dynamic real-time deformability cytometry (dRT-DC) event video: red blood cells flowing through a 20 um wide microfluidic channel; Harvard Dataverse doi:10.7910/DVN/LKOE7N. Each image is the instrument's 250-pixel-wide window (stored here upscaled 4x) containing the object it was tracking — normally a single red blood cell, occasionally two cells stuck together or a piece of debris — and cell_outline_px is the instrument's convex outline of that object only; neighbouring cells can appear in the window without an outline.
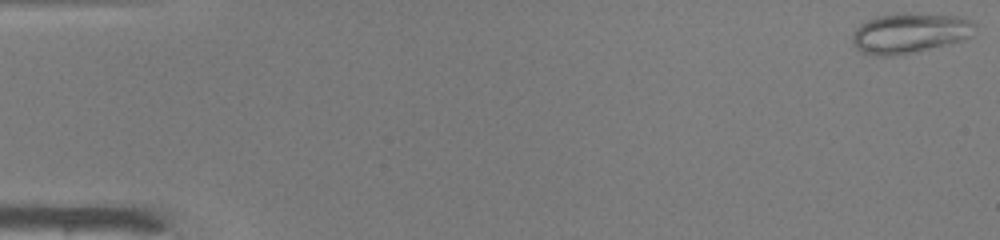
{"species": "common noctule bat (a hibernating species)", "species_latin": "Nyctalus noctula", "temperature_condition": "warm", "stored_images_in_passage": 49, "camera_frame_rate_fps": 3000, "um_per_image_px": 0.085, "animal": {"sex": "male", "body_mass_g": 19.0, "forearm_length_mm": 50.8}, "frame": {"image": 1, "passage_image": 1, "time_ms": 0.0, "image_size_px": [1000, 240], "cell_outline_px": [[976, 24], [972, 36], [960, 40], [912, 52], [892, 56], [880, 56], [864, 52], [856, 48], [852, 40], [852, 32], [860, 24], [868, 20], [880, 16], [956, 16], [968, 20]], "centroid_in_image_um": [77.28, 2.86], "position_along_channel_um": 7.7, "area_um2": 27.11}}
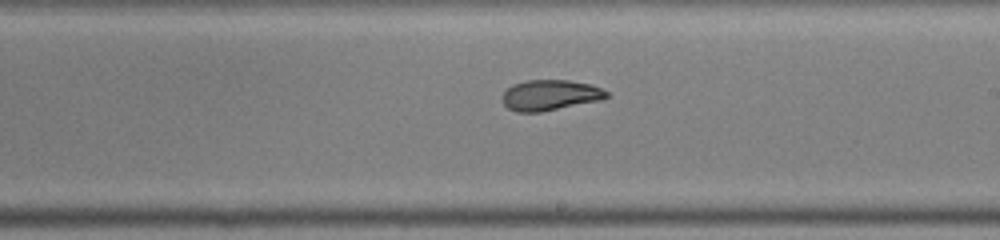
{"frame": {"image": 2, "passage_image": 29, "time_ms": 9.333, "image_size_px": [1000, 240], "cell_outline_px": [[608, 96], [600, 100], [540, 112], [516, 112], [508, 108], [504, 104], [504, 92], [512, 84], [528, 80], [568, 80], [588, 84], [600, 88], [608, 92]], "centroid_in_image_um": [46.74, 8.08], "position_along_channel_um": 242.3, "area_um2": 18.26}}
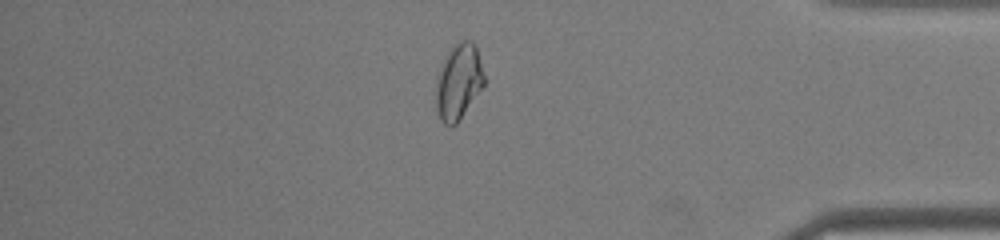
{"frame": {"image": 3, "passage_image": 42, "time_ms": 13.667, "image_size_px": [1000, 240], "cell_outline_px": [[484, 84], [456, 124], [444, 124], [440, 120], [436, 108], [436, 84], [440, 68], [448, 52], [460, 40], [472, 40], [476, 48], [484, 76]], "centroid_in_image_um": [38.96, 6.95], "position_along_channel_um": 396.2, "area_um2": 20.63}, "authors_computed_cell_mechanics": {"area_um2": 20.6346, "velocity_mm_per_s": 4.1659, "shape_relaxation_time_tau1_ms": 10.317, "shape_relaxation_time_tau2_ms": 1.0787, "deformation_change_tau1": 0.3081, "deformation_change_tau2": 0.0612}}